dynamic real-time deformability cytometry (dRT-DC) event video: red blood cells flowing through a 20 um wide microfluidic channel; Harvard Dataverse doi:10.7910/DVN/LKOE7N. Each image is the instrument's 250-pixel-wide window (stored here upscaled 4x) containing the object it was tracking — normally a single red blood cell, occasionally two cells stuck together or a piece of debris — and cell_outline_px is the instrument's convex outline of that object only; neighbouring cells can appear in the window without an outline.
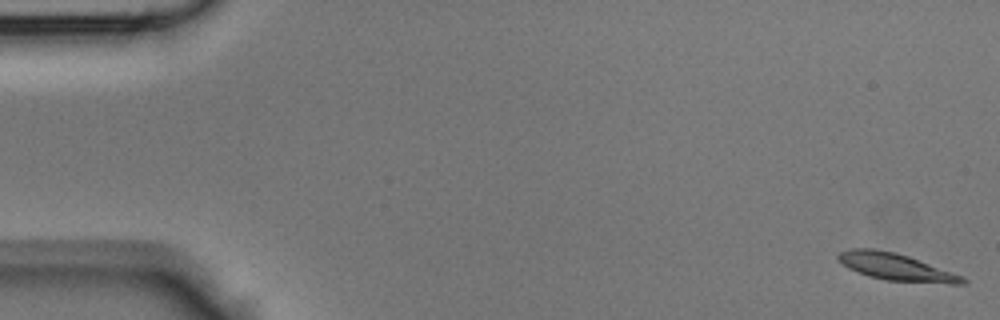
{"species": "Egyptian fruit bat (a non-hibernating species)", "species_latin": "Rousettus aegyptiacus", "temperature_condition": "room temperature", "stored_images_in_passage": 46, "camera_frame_rate_fps": 3000, "um_per_image_px": 0.085, "animal": {"sex": "male"}, "frame": {"image": 1, "passage_image": 1, "time_ms": 0.0, "image_size_px": [1000, 320], "cell_outline_px": [[968, 284], [952, 284], [888, 280], [868, 276], [848, 268], [836, 256], [840, 252], [852, 248], [876, 248], [896, 252], [908, 256], [960, 276], [968, 280]], "centroid_in_image_um": [76.12, 22.68], "position_along_channel_um": 8.9, "area_um2": 19.25}}
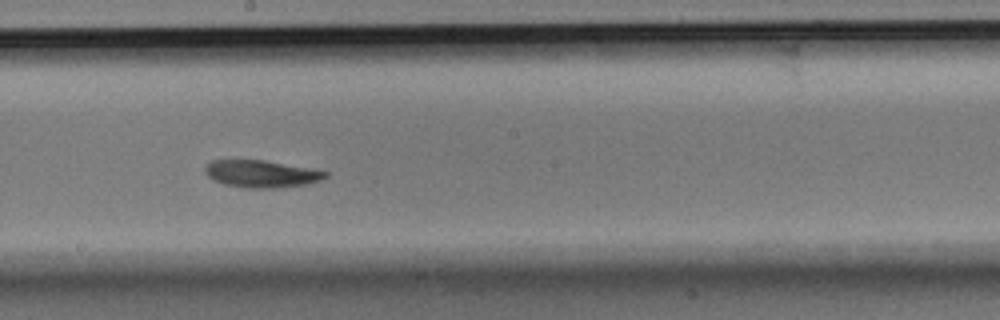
{"frame": {"image": 2, "passage_image": 25, "time_ms": 8.0, "image_size_px": [1000, 320], "cell_outline_px": [[328, 176], [320, 180], [308, 184], [276, 188], [244, 188], [224, 184], [212, 180], [204, 172], [204, 168], [212, 160], [264, 160], [308, 168], [328, 172]], "centroid_in_image_um": [22.19, 14.78], "position_along_channel_um": 226.0, "area_um2": 19.07}}
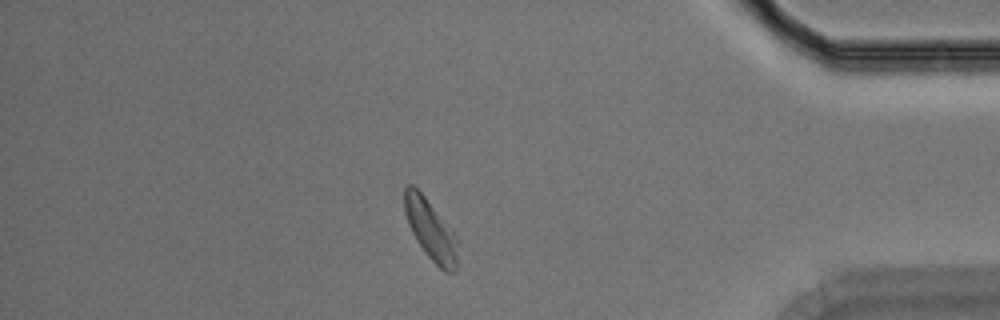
{"frame": {"image": 3, "passage_image": 39, "time_ms": 12.667, "image_size_px": [1000, 320], "cell_outline_px": [[460, 240], [456, 272], [444, 272], [424, 252], [416, 240], [408, 224], [404, 212], [404, 188], [408, 184], [412, 184], [424, 196]], "centroid_in_image_um": [36.63, 19.58], "position_along_channel_um": 398.6, "area_um2": 18.9}}